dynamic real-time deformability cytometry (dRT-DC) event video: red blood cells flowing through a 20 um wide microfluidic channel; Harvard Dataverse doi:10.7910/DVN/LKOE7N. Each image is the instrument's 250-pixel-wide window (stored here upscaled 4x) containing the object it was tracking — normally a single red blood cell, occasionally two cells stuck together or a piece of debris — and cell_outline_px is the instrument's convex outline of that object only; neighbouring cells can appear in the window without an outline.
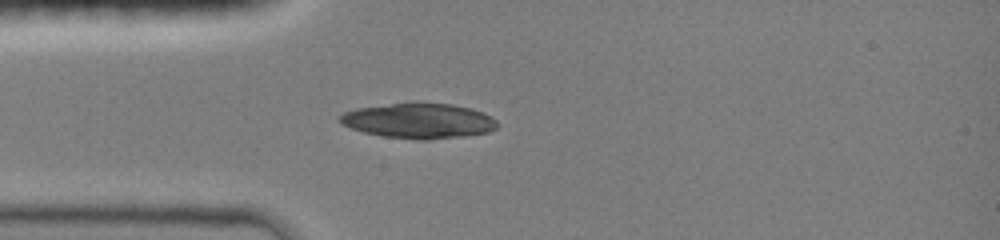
{"species": "common noctule bat (a hibernating species)", "species_latin": "Nyctalus noctula", "temperature_condition": "room temperature", "stored_images_in_passage": 23, "camera_frame_rate_fps": 3000, "um_per_image_px": 0.085, "animal": {"sex": "female", "body_mass_g": 19.0, "forearm_length_mm": 51.5}, "frame": {"image": 1, "passage_image": 10, "time_ms": 3.333, "image_size_px": [1000, 240], "cell_outline_px": [[496, 128], [488, 132], [460, 136], [428, 140], [420, 140], [384, 136], [364, 132], [352, 128], [344, 124], [336, 116], [344, 112], [356, 108], [416, 100], [452, 104], [472, 108], [496, 120]], "centroid_in_image_um": [35.56, 10.23], "position_along_channel_um": 49.4, "area_um2": 32.54}}